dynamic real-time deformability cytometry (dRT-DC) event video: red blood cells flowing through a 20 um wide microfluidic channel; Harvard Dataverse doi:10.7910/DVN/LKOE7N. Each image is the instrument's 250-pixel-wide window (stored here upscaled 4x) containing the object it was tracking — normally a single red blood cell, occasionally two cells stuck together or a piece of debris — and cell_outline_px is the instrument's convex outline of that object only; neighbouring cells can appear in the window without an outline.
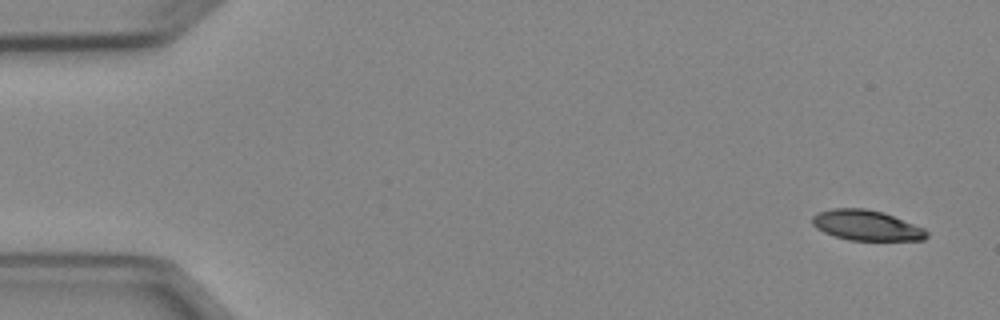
{"species": "Egyptian fruit bat (a non-hibernating species)", "species_latin": "Rousettus aegyptiacus", "temperature_condition": "cold", "stored_images_in_passage": 5, "segment_of_instrument_passage": [1, 2], "camera_frame_rate_fps": 3000, "um_per_image_px": 0.085, "animal": {"sex": "female"}, "frame": {"image": 1, "passage_image": 1, "time_ms": 0.0, "image_size_px": [1000, 320], "cell_outline_px": [[928, 236], [924, 240], [848, 240], [824, 232], [816, 228], [812, 224], [812, 216], [820, 212], [832, 208], [864, 208], [884, 212], [924, 228], [928, 232]], "centroid_in_image_um": [73.66, 19.15], "position_along_channel_um": 11.3, "area_um2": 20.17}}